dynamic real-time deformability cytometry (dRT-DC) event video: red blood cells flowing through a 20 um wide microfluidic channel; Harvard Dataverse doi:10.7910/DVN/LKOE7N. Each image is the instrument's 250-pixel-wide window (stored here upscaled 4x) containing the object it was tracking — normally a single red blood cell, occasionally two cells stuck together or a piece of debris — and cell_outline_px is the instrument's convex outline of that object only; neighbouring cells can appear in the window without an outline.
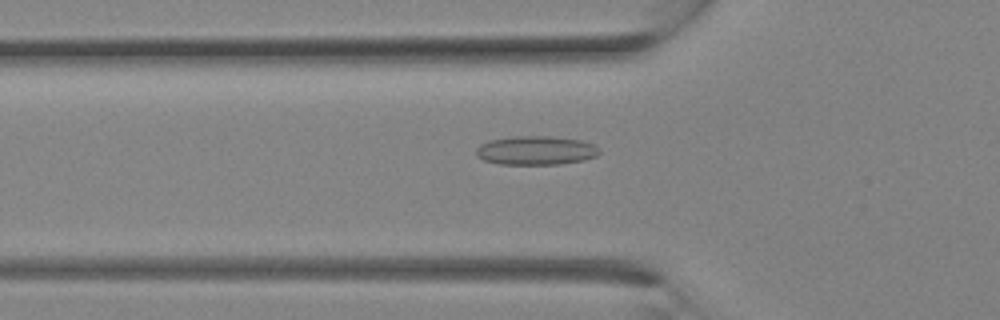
{"species": "Egyptian fruit bat (a non-hibernating species)", "species_latin": "Rousettus aegyptiacus", "temperature_condition": "room temperature", "stored_images_in_passage": 16, "camera_frame_rate_fps": 3000, "um_per_image_px": 0.085, "animal": {"sex": "female"}, "frame": {"image": 1, "passage_image": 10, "time_ms": 3.0, "image_size_px": [1000, 320], "cell_outline_px": [[600, 152], [596, 156], [584, 160], [560, 164], [500, 164], [484, 160], [476, 156], [476, 148], [480, 144], [488, 140], [516, 136], [548, 136], [580, 140], [592, 144]], "centroid_in_image_um": [45.51, 12.79], "position_along_channel_um": 80.3, "area_um2": 20.63}}
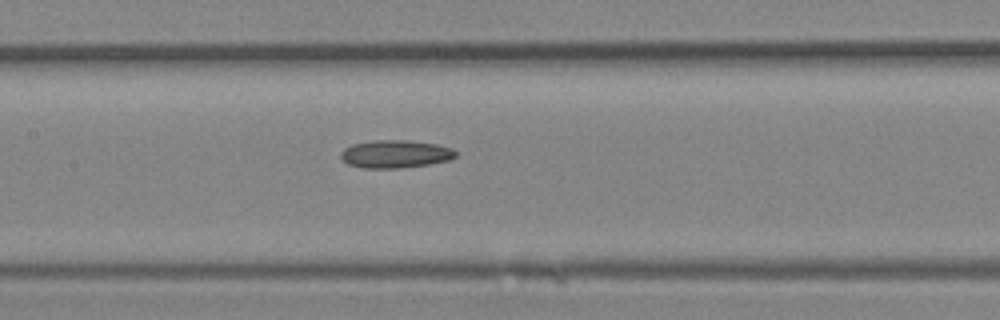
{"frame": {"image": 2, "passage_image": 14, "time_ms": 4.333, "image_size_px": [1000, 320], "cell_outline_px": [[456, 156], [448, 160], [428, 164], [400, 168], [364, 168], [348, 164], [340, 156], [340, 152], [344, 148], [352, 144], [376, 140], [404, 140], [436, 144], [452, 148], [456, 152]], "centroid_in_image_um": [33.58, 13.09], "position_along_channel_um": 173.8, "area_um2": 18.5}}
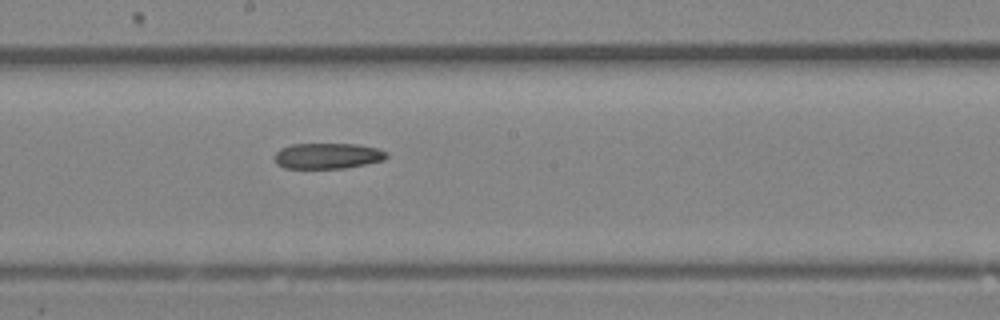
{"frame": {"image": 3, "passage_image": 16, "time_ms": 5.0, "image_size_px": [1000, 320], "cell_outline_px": [[388, 156], [384, 160], [344, 168], [284, 168], [276, 164], [272, 156], [280, 148], [292, 144], [356, 144], [376, 148], [388, 152]], "centroid_in_image_um": [27.8, 13.25], "position_along_channel_um": 220.4, "area_um2": 16.88}}